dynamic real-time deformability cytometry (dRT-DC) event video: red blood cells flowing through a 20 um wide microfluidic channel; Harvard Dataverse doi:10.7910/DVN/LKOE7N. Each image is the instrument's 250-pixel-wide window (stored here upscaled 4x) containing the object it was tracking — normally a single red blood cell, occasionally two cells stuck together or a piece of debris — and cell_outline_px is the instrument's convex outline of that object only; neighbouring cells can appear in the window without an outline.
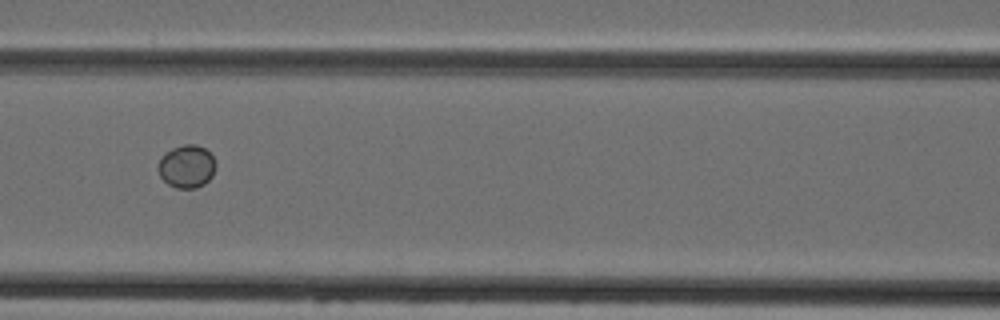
{"species": "Egyptian fruit bat (a non-hibernating species)", "species_latin": "Rousettus aegyptiacus", "temperature_condition": "cold", "stored_images_in_passage": 6, "camera_frame_rate_fps": 3000, "um_per_image_px": 0.085, "animal": {"sex": "female"}, "frame": {"image": 1, "passage_image": 5, "time_ms": 6.0, "image_size_px": [1000, 320], "cell_outline_px": [[216, 168], [212, 176], [204, 184], [196, 188], [176, 188], [168, 184], [160, 176], [160, 160], [164, 152], [172, 148], [184, 144], [196, 144], [204, 148], [212, 156], [216, 164]], "centroid_in_image_um": [15.89, 14.14], "position_along_channel_um": 150.7, "area_um2": 14.28}}
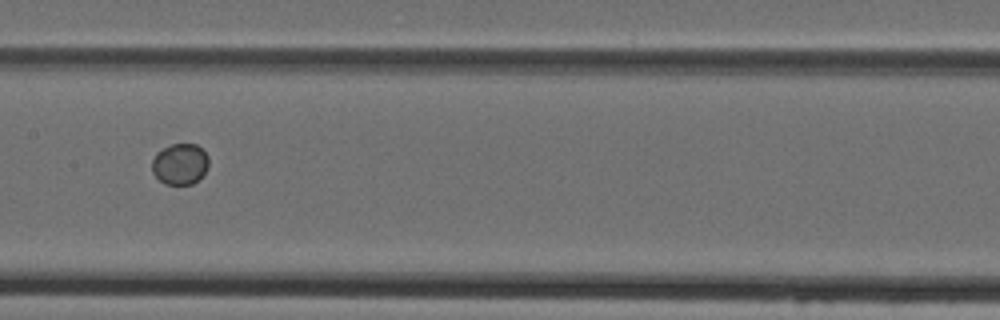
{"frame": {"image": 2, "passage_image": 6, "time_ms": 7.0, "image_size_px": [1000, 320], "cell_outline_px": [[208, 168], [192, 184], [164, 184], [152, 172], [152, 160], [156, 152], [172, 144], [196, 144], [208, 156]], "centroid_in_image_um": [15.28, 13.94], "position_along_channel_um": 192.1, "area_um2": 13.41}}